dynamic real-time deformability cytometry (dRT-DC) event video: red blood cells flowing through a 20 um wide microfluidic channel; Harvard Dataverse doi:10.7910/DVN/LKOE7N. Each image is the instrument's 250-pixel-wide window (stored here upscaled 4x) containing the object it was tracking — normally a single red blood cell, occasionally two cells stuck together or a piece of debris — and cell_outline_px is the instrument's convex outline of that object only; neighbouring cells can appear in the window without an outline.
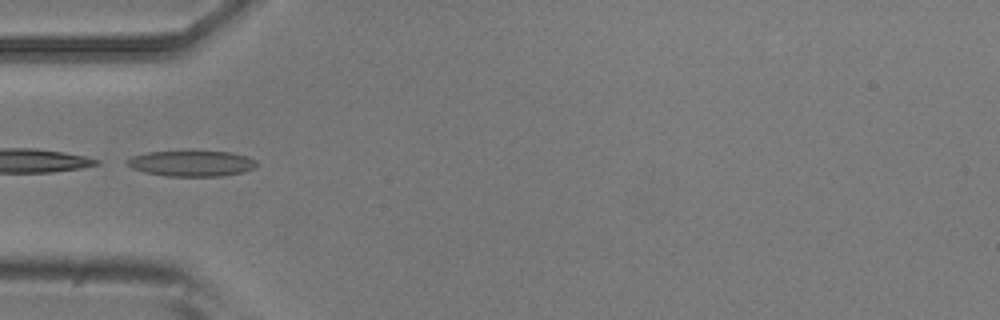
{"species": "common noctule bat (a hibernating species)", "species_latin": "Nyctalus noctula", "temperature_condition": "room temperature", "stored_images_in_passage": 8, "camera_frame_rate_fps": 3000, "um_per_image_px": 0.085, "animal": {"sex": "male", "body_mass_g": 20.5, "forearm_length_mm": 52.5}, "frame": {"image": 1, "passage_image": 4, "time_ms": 1.0, "image_size_px": [1000, 320], "cell_outline_px": [[260, 164], [256, 168], [244, 172], [224, 176], [168, 176], [144, 172], [132, 168], [124, 164], [124, 160], [132, 156], [148, 152], [192, 148], [232, 152], [248, 156], [256, 160]], "centroid_in_image_um": [16.31, 13.84], "position_along_channel_um": 68.7, "area_um2": 20.81}}
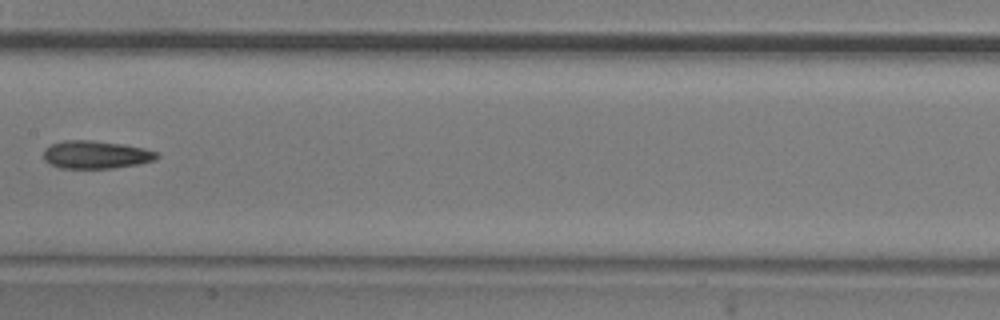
{"frame": {"image": 2, "passage_image": 7, "time_ms": 2.0, "image_size_px": [1000, 320], "cell_outline_px": [[160, 156], [152, 160], [136, 164], [112, 168], [60, 168], [44, 160], [44, 148], [52, 144], [64, 140], [92, 140], [124, 144], [144, 148], [156, 152]], "centroid_in_image_um": [8.12, 13.13], "position_along_channel_um": 199.3, "area_um2": 18.26}}
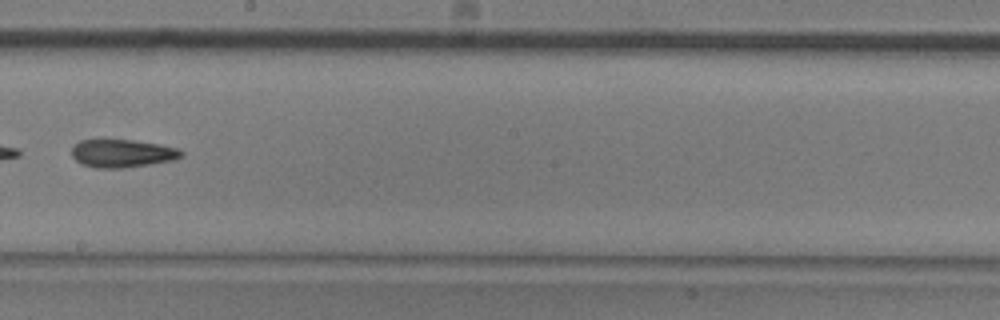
{"frame": {"image": 3, "passage_image": 8, "time_ms": 2.333, "image_size_px": [1000, 320], "cell_outline_px": [[184, 156], [176, 160], [124, 168], [96, 168], [80, 164], [72, 156], [72, 148], [80, 140], [104, 136], [160, 144], [180, 148], [184, 152]], "centroid_in_image_um": [10.39, 12.99], "position_along_channel_um": 237.8, "area_um2": 18.84}}